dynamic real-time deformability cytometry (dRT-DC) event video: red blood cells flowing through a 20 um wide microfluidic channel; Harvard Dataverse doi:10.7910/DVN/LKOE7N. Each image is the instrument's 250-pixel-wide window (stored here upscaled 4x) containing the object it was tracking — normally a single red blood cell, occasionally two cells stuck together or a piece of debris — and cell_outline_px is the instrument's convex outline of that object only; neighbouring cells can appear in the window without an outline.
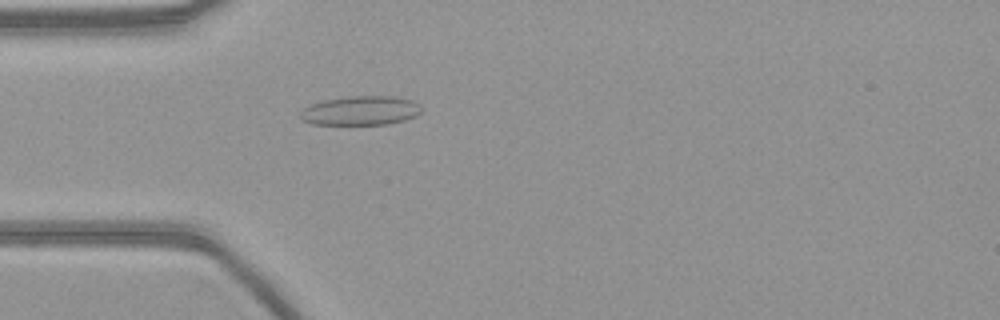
{"species": "common noctule bat (a hibernating species)", "species_latin": "Nyctalus noctula", "temperature_condition": "warm", "stored_images_in_passage": 48, "camera_frame_rate_fps": 3000, "um_per_image_px": 0.085, "animal": {"sex": "female", "body_mass_g": 21.9}, "frame": {"image": 1, "passage_image": 9, "time_ms": 2.667, "image_size_px": [1000, 320], "cell_outline_px": [[424, 112], [416, 116], [404, 120], [388, 124], [312, 124], [300, 120], [300, 112], [308, 104], [324, 100], [348, 96], [392, 96], [412, 100], [420, 104], [424, 108]], "centroid_in_image_um": [30.68, 9.4], "position_along_channel_um": 54.3, "area_um2": 20.92}}
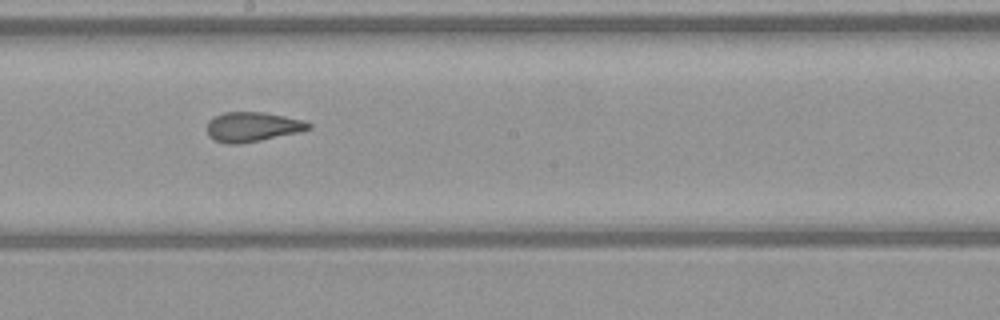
{"frame": {"image": 2, "passage_image": 23, "time_ms": 7.333, "image_size_px": [1000, 320], "cell_outline_px": [[312, 128], [300, 132], [260, 140], [236, 144], [224, 144], [208, 136], [208, 120], [224, 112], [264, 112], [304, 120], [312, 124]], "centroid_in_image_um": [21.48, 10.78], "position_along_channel_um": 226.7, "area_um2": 17.51}}
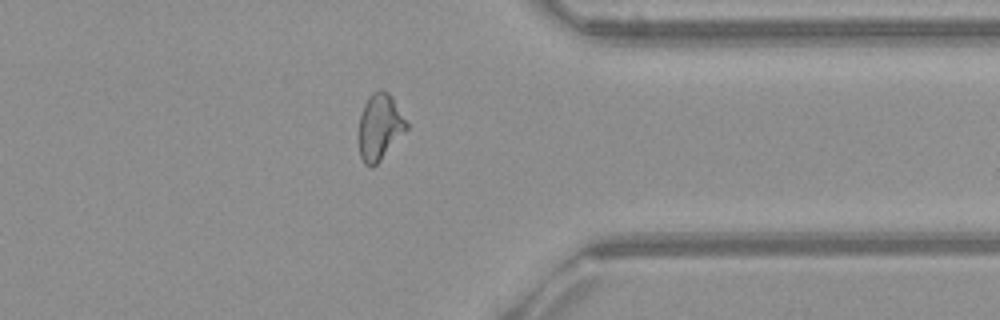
{"frame": {"image": 3, "passage_image": 36, "time_ms": 11.667, "image_size_px": [1000, 320], "cell_outline_px": [[408, 128], [380, 160], [372, 168], [368, 168], [364, 164], [360, 156], [360, 112], [368, 96], [372, 92], [380, 88], [388, 92], [392, 96], [408, 124]], "centroid_in_image_um": [32.27, 10.76], "position_along_channel_um": 379.1, "area_um2": 18.32}}